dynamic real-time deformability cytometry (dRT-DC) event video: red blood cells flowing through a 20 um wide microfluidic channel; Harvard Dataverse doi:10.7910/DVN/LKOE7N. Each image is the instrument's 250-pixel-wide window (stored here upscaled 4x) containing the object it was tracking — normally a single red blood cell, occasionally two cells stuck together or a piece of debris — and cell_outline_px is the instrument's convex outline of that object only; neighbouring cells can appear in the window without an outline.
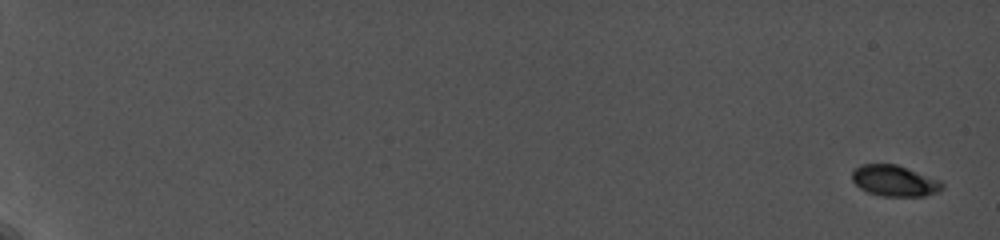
{"species": "common noctule bat (a hibernating species)", "species_latin": "Nyctalus noctula", "temperature_condition": "cold", "stored_images_in_passage": 13, "camera_frame_rate_fps": 5000, "um_per_image_px": 0.085, "animal": {"sex": "female", "body_mass_g": 19.0, "forearm_length_mm": 56.7}, "frame": {"image": 1, "passage_image": 1, "time_ms": 0.0, "image_size_px": [1000, 240], "cell_outline_px": [[944, 188], [936, 192], [924, 196], [880, 196], [868, 192], [860, 188], [852, 180], [852, 172], [860, 164], [896, 164], [940, 180], [944, 184]], "centroid_in_image_um": [76.03, 15.37], "position_along_channel_um": 9.0, "area_um2": 16.24}}
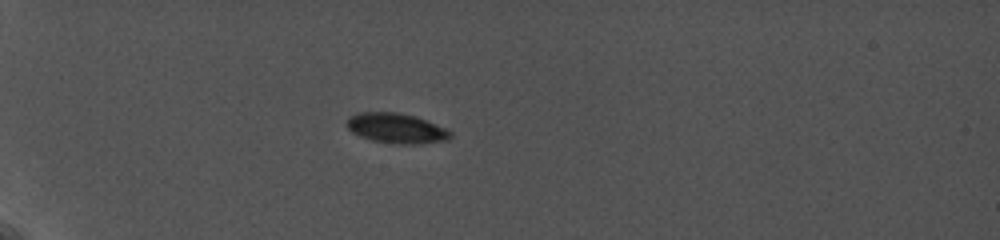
{"frame": {"image": 2, "passage_image": 9, "time_ms": 6.6, "image_size_px": [1000, 240], "cell_outline_px": [[452, 136], [448, 140], [420, 144], [396, 144], [372, 140], [360, 136], [352, 132], [348, 128], [348, 116], [360, 112], [400, 112], [416, 116], [444, 128], [452, 132]], "centroid_in_image_um": [33.7, 10.9], "position_along_channel_um": 51.3, "area_um2": 18.15}}
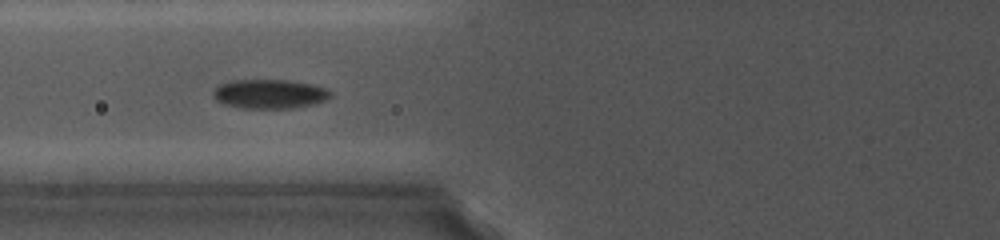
{"frame": {"image": 3, "passage_image": 12, "time_ms": 9.2, "image_size_px": [1000, 240], "cell_outline_px": [[332, 96], [328, 100], [296, 108], [240, 108], [224, 104], [216, 100], [212, 96], [212, 92], [220, 84], [228, 80], [292, 80], [312, 84], [328, 88], [332, 92]], "centroid_in_image_um": [22.94, 7.98], "position_along_channel_um": 102.9, "area_um2": 20.35}}